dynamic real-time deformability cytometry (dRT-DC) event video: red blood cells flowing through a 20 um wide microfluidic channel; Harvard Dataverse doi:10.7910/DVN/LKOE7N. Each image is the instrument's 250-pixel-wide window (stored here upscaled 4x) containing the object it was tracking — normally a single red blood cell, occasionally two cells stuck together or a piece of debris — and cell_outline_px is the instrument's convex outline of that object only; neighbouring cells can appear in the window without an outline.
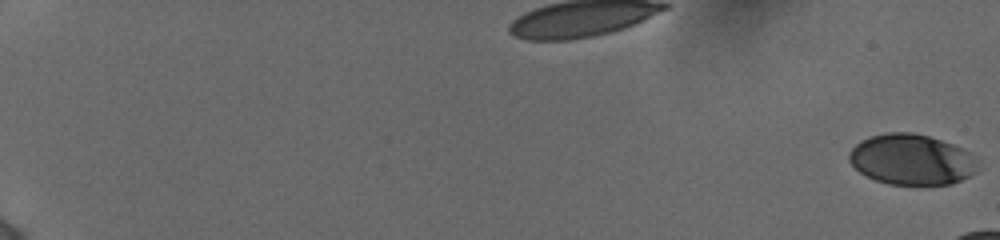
{"species": "human", "species_latin": "Homo sapiens", "temperature_condition": "cold", "stored_images_in_passage": 18, "camera_frame_rate_fps": 3000, "um_per_image_px": 0.085, "donor": {"sex": "female"}, "frame": {"image": 1, "passage_image": 1, "time_ms": 0.0, "image_size_px": [1000, 240], "cell_outline_px": [[980, 164], [976, 172], [972, 176], [952, 184], [888, 184], [876, 180], [860, 172], [848, 160], [848, 152], [860, 140], [872, 136], [888, 132], [912, 132], [928, 136], [952, 144], [972, 152], [980, 160]], "centroid_in_image_um": [77.55, 13.56], "position_along_channel_um": 7.5, "area_um2": 38.32}}